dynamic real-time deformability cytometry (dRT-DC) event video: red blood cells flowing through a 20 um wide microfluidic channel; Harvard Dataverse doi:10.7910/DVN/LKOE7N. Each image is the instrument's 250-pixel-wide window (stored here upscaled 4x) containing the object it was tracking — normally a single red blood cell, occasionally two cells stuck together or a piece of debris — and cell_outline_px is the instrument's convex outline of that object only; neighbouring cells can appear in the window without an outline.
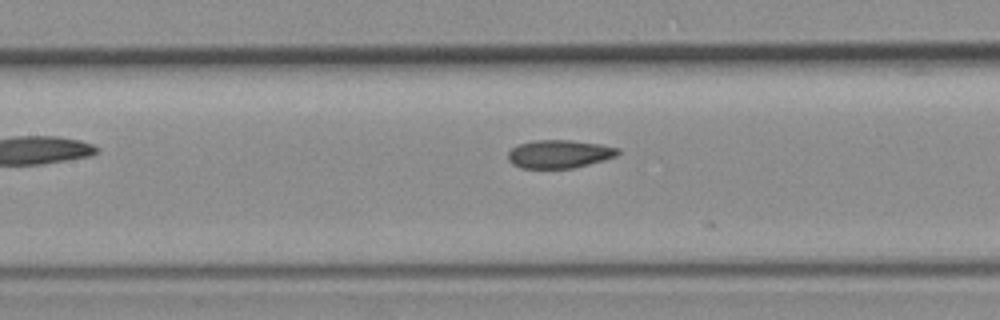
{"species": "common noctule bat (a hibernating species)", "species_latin": "Nyctalus noctula", "temperature_condition": "room temperature", "stored_images_in_passage": 13, "camera_frame_rate_fps": 3000, "um_per_image_px": 0.085, "animal": {"sex": "female", "body_mass_g": 19.3, "forearm_length_mm": 54.1}, "frame": {"image": 1, "passage_image": 9, "time_ms": 2.667, "image_size_px": [1000, 320], "cell_outline_px": [[620, 152], [616, 156], [604, 160], [572, 168], [520, 168], [512, 164], [508, 160], [508, 152], [512, 148], [520, 144], [532, 140], [568, 140], [600, 144], [620, 148]], "centroid_in_image_um": [47.53, 13.09], "position_along_channel_um": 159.9, "area_um2": 18.03}}
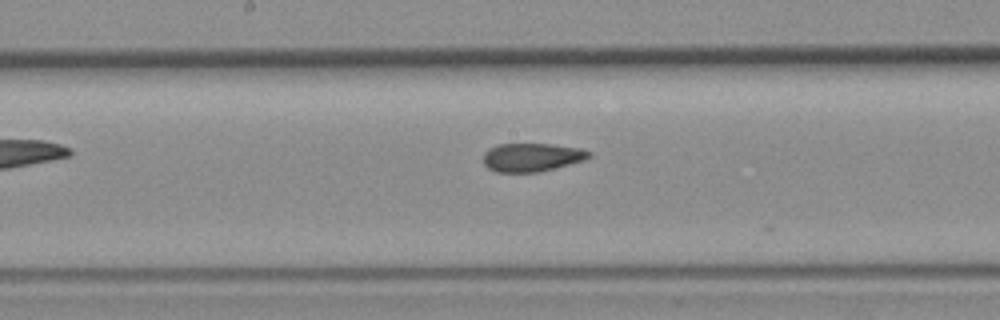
{"frame": {"image": 2, "passage_image": 12, "time_ms": 3.667, "image_size_px": [1000, 320], "cell_outline_px": [[592, 156], [584, 160], [536, 172], [496, 172], [488, 168], [484, 164], [484, 152], [488, 148], [500, 144], [548, 144], [580, 148], [592, 152]], "centroid_in_image_um": [45.18, 13.36], "position_along_channel_um": 203.0, "area_um2": 17.34}}